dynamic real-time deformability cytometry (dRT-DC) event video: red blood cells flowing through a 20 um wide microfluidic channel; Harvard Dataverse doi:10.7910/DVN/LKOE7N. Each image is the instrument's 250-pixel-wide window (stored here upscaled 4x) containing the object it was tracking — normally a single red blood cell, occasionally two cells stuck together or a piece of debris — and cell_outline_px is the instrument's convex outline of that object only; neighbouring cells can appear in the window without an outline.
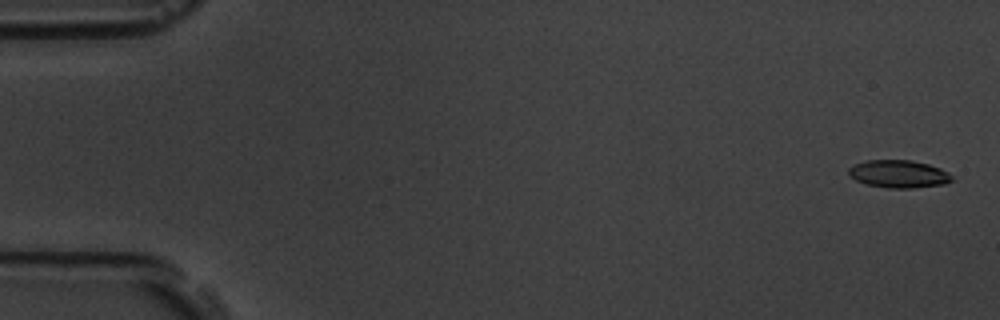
{"species": "common noctule bat (a hibernating species)", "species_latin": "Nyctalus noctula", "temperature_condition": "room temperature", "stored_images_in_passage": 5, "camera_frame_rate_fps": 3000, "um_per_image_px": 0.085, "animal": {"sex": "male", "body_mass_g": 19.5, "forearm_length_mm": 54.6}, "frame": {"image": 1, "passage_image": 1, "time_ms": 0.0, "image_size_px": [1000, 320], "cell_outline_px": [[952, 180], [944, 184], [912, 188], [888, 188], [868, 184], [856, 180], [848, 176], [848, 168], [852, 164], [868, 160], [912, 160], [928, 164], [940, 168], [948, 172], [952, 176]], "centroid_in_image_um": [76.36, 14.78], "position_along_channel_um": 8.6, "area_um2": 16.7}}
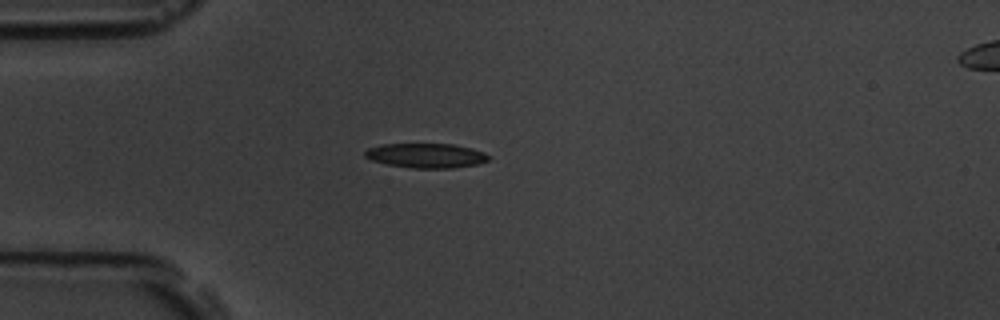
{"frame": {"image": 2, "passage_image": 5, "time_ms": 4.667, "image_size_px": [1000, 320], "cell_outline_px": [[488, 160], [476, 164], [452, 168], [412, 168], [388, 164], [372, 160], [364, 156], [364, 152], [368, 148], [384, 144], [452, 144], [472, 148], [484, 152], [488, 156]], "centroid_in_image_um": [36.21, 13.22], "position_along_channel_um": 48.8, "area_um2": 17.51}}